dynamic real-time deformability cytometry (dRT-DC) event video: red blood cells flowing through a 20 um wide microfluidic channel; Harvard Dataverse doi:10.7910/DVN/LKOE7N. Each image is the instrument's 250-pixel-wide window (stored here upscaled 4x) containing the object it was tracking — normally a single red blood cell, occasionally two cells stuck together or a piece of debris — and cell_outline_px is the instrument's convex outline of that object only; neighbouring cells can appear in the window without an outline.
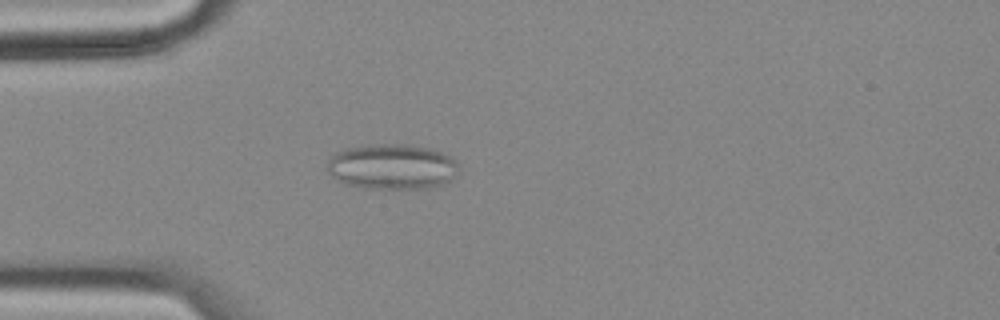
{"species": "common noctule bat (a hibernating species)", "species_latin": "Nyctalus noctula", "temperature_condition": "cold", "stored_images_in_passage": 55, "segment_of_instrument_passage": [1, 2], "camera_frame_rate_fps": 3000, "um_per_image_px": 0.085, "animal": {"sex": "female", "body_mass_g": 18.4}, "frame": {"image": 1, "passage_image": 15, "time_ms": 4.667, "image_size_px": [1000, 320], "cell_outline_px": [[456, 168], [452, 180], [448, 184], [428, 188], [364, 188], [348, 184], [332, 176], [328, 172], [328, 160], [336, 152], [344, 148], [368, 144], [408, 144], [432, 148], [444, 152], [456, 160]], "centroid_in_image_um": [33.35, 14.15], "position_along_channel_um": 51.7, "area_um2": 34.97}}